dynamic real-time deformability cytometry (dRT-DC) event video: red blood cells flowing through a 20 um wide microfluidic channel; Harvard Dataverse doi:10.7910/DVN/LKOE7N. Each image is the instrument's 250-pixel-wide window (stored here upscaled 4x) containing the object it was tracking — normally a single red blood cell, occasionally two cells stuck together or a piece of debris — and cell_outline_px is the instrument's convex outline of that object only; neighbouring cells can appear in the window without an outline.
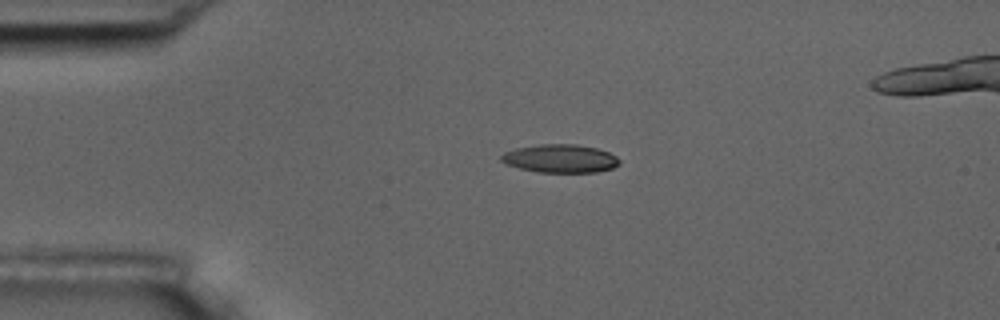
{"species": "common noctule bat (a hibernating species)", "species_latin": "Nyctalus noctula", "temperature_condition": "room temperature", "stored_images_in_passage": 6, "camera_frame_rate_fps": 3000, "um_per_image_px": 0.085, "animal": {"sex": "male", "body_mass_g": 17.5, "forearm_length_mm": 52.3}, "frame": {"image": 1, "passage_image": 4, "time_ms": 3.667, "image_size_px": [1000, 320], "cell_outline_px": [[620, 164], [612, 168], [596, 172], [536, 172], [520, 168], [508, 164], [500, 160], [500, 156], [504, 152], [516, 148], [540, 144], [576, 144], [596, 148], [608, 152], [616, 156], [620, 160]], "centroid_in_image_um": [47.62, 13.47], "position_along_channel_um": 37.4, "area_um2": 19.42}}